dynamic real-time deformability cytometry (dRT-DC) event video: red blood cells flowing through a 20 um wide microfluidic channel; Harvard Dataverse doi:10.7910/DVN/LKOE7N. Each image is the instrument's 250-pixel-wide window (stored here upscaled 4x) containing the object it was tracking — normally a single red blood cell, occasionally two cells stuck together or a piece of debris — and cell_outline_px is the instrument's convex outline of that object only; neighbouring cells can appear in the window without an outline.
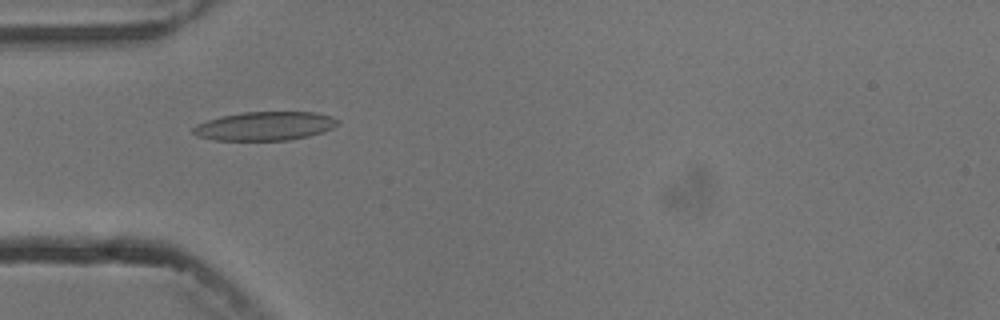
{"species": "common noctule bat (a hibernating species)", "species_latin": "Nyctalus noctula", "temperature_condition": "cold", "stored_images_in_passage": 8, "camera_frame_rate_fps": 3000, "um_per_image_px": 0.085, "animal": {"sex": "male", "body_mass_g": 13.3}, "frame": {"image": 1, "passage_image": 4, "time_ms": 3.333, "image_size_px": [1000, 320], "cell_outline_px": [[340, 124], [324, 132], [308, 136], [288, 140], [212, 140], [196, 136], [192, 132], [192, 128], [196, 124], [220, 116], [244, 112], [316, 112], [332, 116], [340, 120]], "centroid_in_image_um": [22.53, 10.71], "position_along_channel_um": 62.5, "area_um2": 24.45}}
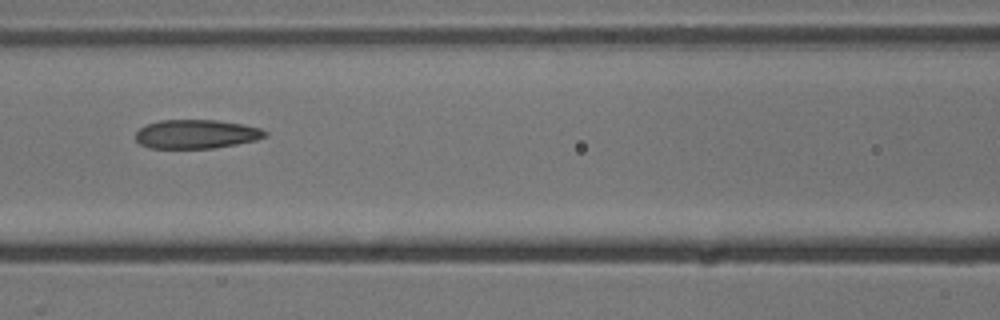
{"frame": {"image": 2, "passage_image": 6, "time_ms": 5.667, "image_size_px": [1000, 320], "cell_outline_px": [[268, 136], [256, 140], [216, 148], [148, 148], [140, 144], [136, 140], [136, 132], [140, 128], [148, 124], [160, 120], [216, 120], [244, 124], [260, 128], [268, 132]], "centroid_in_image_um": [16.71, 11.4], "position_along_channel_um": 149.9, "area_um2": 21.91}}
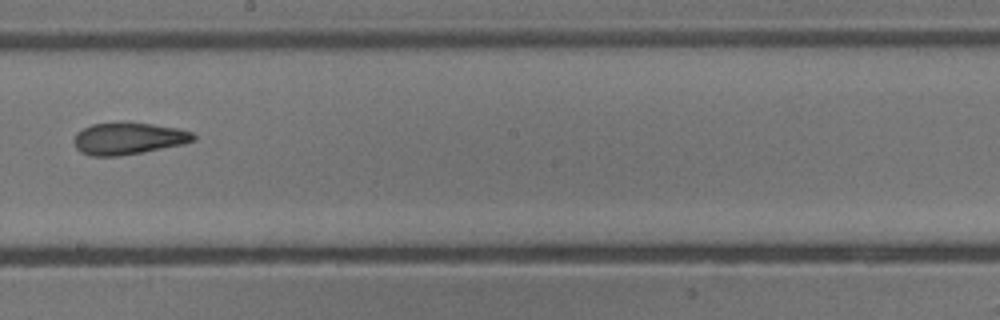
{"frame": {"image": 3, "passage_image": 8, "time_ms": 8.0, "image_size_px": [1000, 320], "cell_outline_px": [[196, 140], [184, 144], [120, 156], [88, 156], [80, 152], [76, 148], [72, 140], [76, 132], [92, 124], [120, 120], [152, 124], [180, 128], [192, 132], [196, 136]], "centroid_in_image_um": [10.88, 11.75], "position_along_channel_um": 237.3, "area_um2": 22.89}}